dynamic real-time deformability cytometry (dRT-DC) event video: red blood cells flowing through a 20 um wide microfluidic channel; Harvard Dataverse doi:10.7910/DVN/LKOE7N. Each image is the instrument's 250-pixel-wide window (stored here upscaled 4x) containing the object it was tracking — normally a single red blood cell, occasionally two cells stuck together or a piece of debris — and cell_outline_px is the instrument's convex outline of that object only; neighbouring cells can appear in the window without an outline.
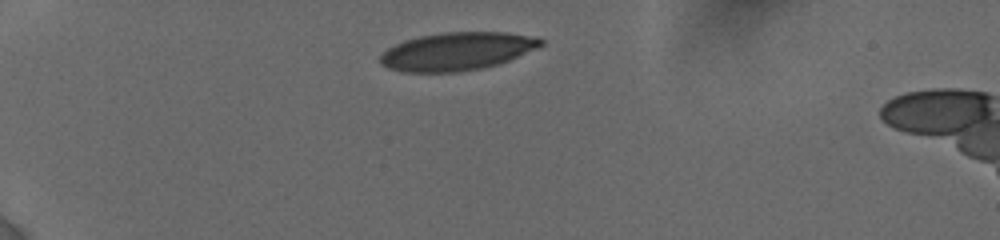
{"species": "human", "species_latin": "Homo sapiens", "temperature_condition": "cold", "stored_images_in_passage": 39, "camera_frame_rate_fps": 3000, "um_per_image_px": 0.085, "donor": {"sex": "female"}, "frame": {"image": 1, "passage_image": 1, "time_ms": 0.0, "image_size_px": [1000, 240], "cell_outline_px": [[544, 44], [536, 48], [508, 60], [484, 68], [456, 72], [400, 72], [388, 68], [380, 64], [380, 56], [388, 48], [404, 40], [420, 36], [440, 32], [504, 32], [536, 36], [544, 40]], "centroid_in_image_um": [38.83, 4.36], "position_along_channel_um": 46.2, "area_um2": 35.6}}
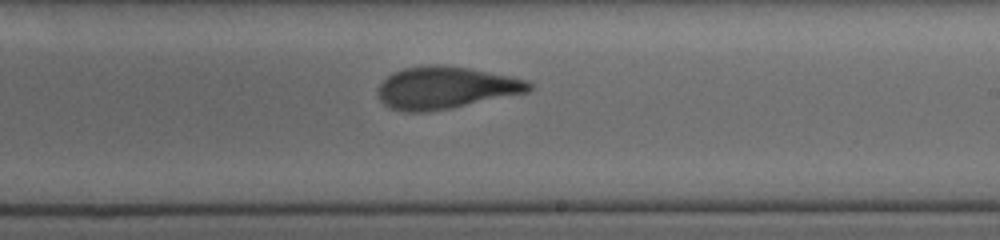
{"frame": {"image": 2, "passage_image": 22, "time_ms": 6.667, "image_size_px": [1000, 240], "cell_outline_px": [[532, 88], [528, 92], [448, 108], [424, 112], [404, 112], [388, 108], [380, 100], [376, 92], [376, 88], [392, 72], [404, 68], [432, 64], [440, 64], [468, 68], [512, 76], [528, 80], [532, 84]], "centroid_in_image_um": [37.83, 7.45], "position_along_channel_um": 251.2, "area_um2": 37.17}}
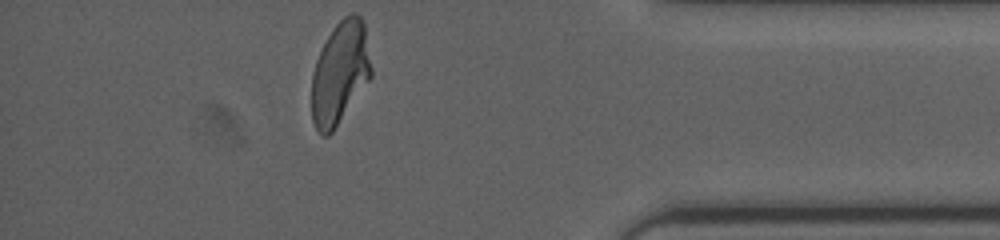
{"frame": {"image": 3, "passage_image": 39, "time_ms": 11.333, "image_size_px": [1000, 240], "cell_outline_px": [[372, 76], [332, 132], [328, 136], [324, 136], [316, 128], [312, 120], [312, 72], [316, 60], [328, 36], [336, 24], [344, 16], [352, 12], [356, 12], [360, 16], [364, 24], [372, 68]], "centroid_in_image_um": [28.9, 6.18], "position_along_channel_um": 406.3, "area_um2": 35.32}, "authors_computed_cell_mechanics": {"area_um2": 37.57, "velocity_mm_per_s": 3.8304, "shape_relaxation_time_tau1_ms": 8.6537, "shape_relaxation_time_tau2_ms": 1.2415, "deformation_change_tau1": 0.2589, "deformation_change_tau2": 0.0736}}